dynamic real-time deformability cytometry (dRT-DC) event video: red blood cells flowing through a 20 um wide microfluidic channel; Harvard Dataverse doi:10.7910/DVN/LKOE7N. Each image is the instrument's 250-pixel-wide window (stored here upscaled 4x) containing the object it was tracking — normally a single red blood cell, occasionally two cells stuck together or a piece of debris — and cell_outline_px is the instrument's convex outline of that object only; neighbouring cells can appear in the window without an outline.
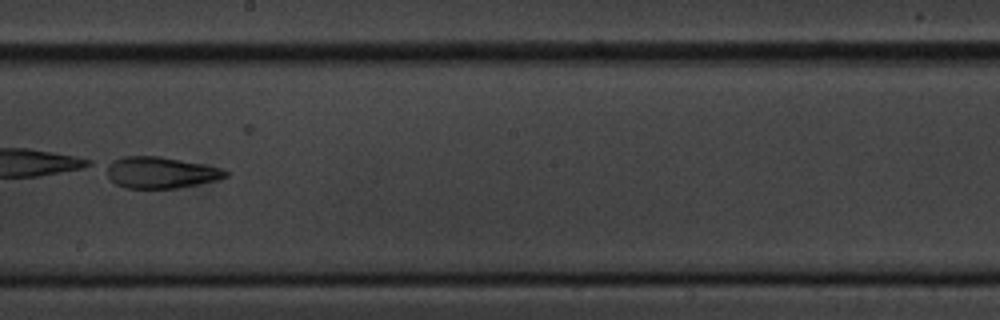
{"species": "common noctule bat (a hibernating species)", "species_latin": "Nyctalus noctula", "temperature_condition": "cold", "stored_images_in_passage": 55, "camera_frame_rate_fps": 3000, "um_per_image_px": 0.085, "animal": {"sex": "male", "body_mass_g": 20.1, "forearm_length_mm": 53.5}, "frame": {"image": 1, "passage_image": 32, "time_ms": 10.333, "image_size_px": [1000, 320], "cell_outline_px": [[228, 176], [216, 180], [176, 188], [124, 188], [116, 184], [108, 176], [100, 164], [124, 156], [160, 156], [204, 164], [220, 168], [228, 172]], "centroid_in_image_um": [13.55, 14.65], "position_along_channel_um": 234.6, "area_um2": 22.02}}
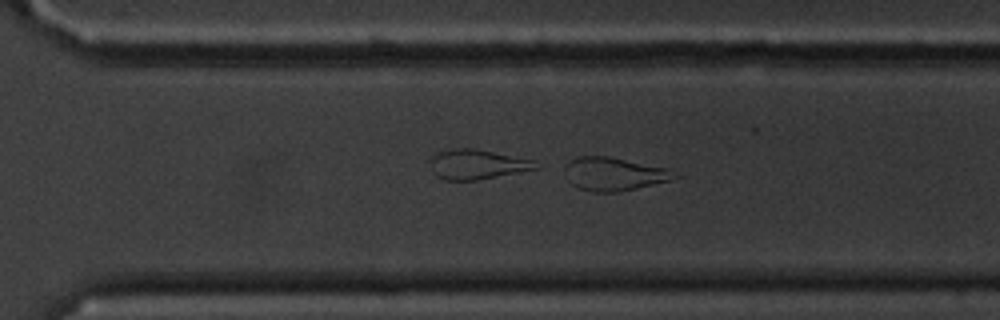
{"frame": {"image": 2, "passage_image": 39, "time_ms": 12.667, "image_size_px": [1000, 320], "cell_outline_px": [[680, 176], [672, 180], [616, 192], [592, 192], [580, 188], [572, 184], [560, 164], [576, 156], [608, 156], [668, 168], [680, 172]], "centroid_in_image_um": [52.18, 14.76], "position_along_channel_um": 318.4, "area_um2": 21.62}}
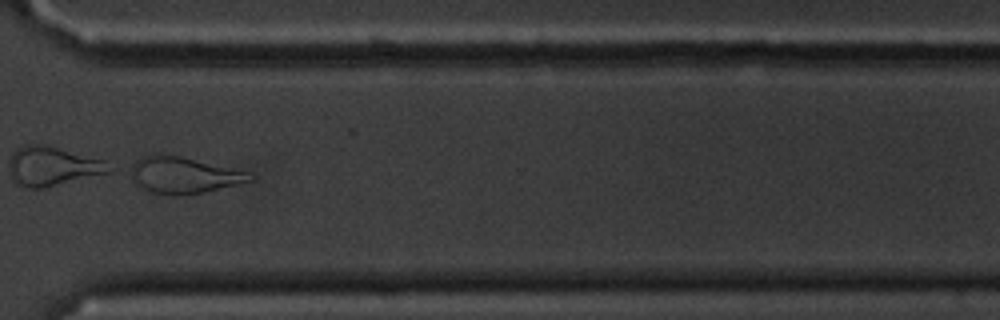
{"frame": {"image": 3, "passage_image": 42, "time_ms": 13.667, "image_size_px": [1000, 320], "cell_outline_px": [[256, 176], [252, 180], [204, 192], [152, 192], [136, 184], [124, 168], [140, 156], [180, 156], [248, 172]], "centroid_in_image_um": [15.54, 14.84], "position_along_channel_um": 355.1, "area_um2": 24.33}}